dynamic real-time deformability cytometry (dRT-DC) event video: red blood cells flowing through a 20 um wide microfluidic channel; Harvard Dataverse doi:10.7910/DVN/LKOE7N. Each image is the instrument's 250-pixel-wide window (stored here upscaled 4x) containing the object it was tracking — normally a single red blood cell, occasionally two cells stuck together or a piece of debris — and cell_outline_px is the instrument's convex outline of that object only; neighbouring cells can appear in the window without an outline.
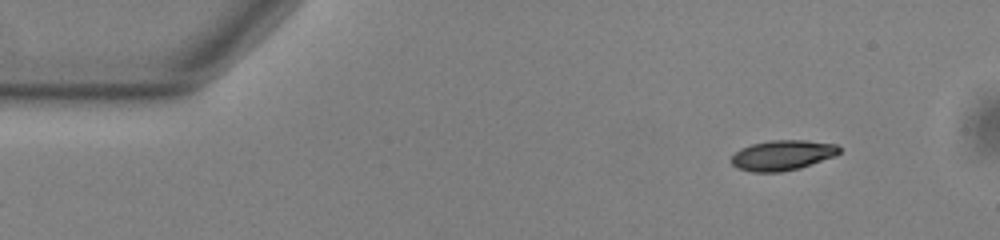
{"species": "common noctule bat (a hibernating species)", "species_latin": "Nyctalus noctula", "temperature_condition": "warm", "stored_images_in_passage": 49, "camera_frame_rate_fps": 3000, "um_per_image_px": 0.085, "animal": {"sex": "male", "body_mass_g": 13.0, "forearm_length_mm": 53.1}, "frame": {"image": 1, "passage_image": 1, "time_ms": 0.0, "image_size_px": [1000, 240], "cell_outline_px": [[840, 152], [836, 156], [800, 168], [780, 172], [752, 172], [736, 168], [732, 164], [732, 156], [740, 148], [752, 144], [772, 140], [804, 140], [836, 144], [840, 148]], "centroid_in_image_um": [66.52, 13.2], "position_along_channel_um": 18.5, "area_um2": 19.02}}
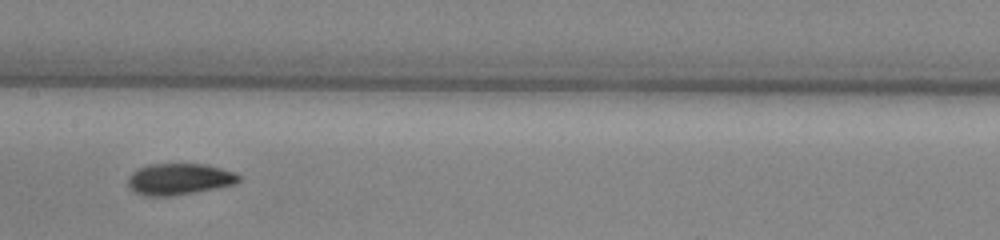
{"frame": {"image": 2, "passage_image": 22, "time_ms": 7.0, "image_size_px": [1000, 240], "cell_outline_px": [[240, 180], [236, 184], [220, 188], [172, 196], [144, 196], [136, 192], [128, 184], [128, 176], [132, 172], [148, 164], [204, 164], [220, 168], [232, 172], [240, 176]], "centroid_in_image_um": [15.25, 15.23], "position_along_channel_um": 192.2, "area_um2": 20.29}}
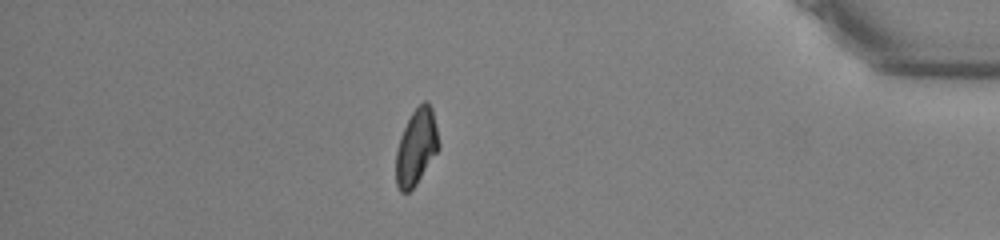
{"frame": {"image": 3, "passage_image": 42, "time_ms": 13.667, "image_size_px": [1000, 240], "cell_outline_px": [[440, 148], [416, 184], [408, 192], [400, 192], [396, 184], [396, 152], [400, 136], [412, 112], [424, 100], [428, 100], [432, 108], [440, 144]], "centroid_in_image_um": [35.39, 12.49], "position_along_channel_um": 399.8, "area_um2": 18.9}, "authors_computed_cell_mechanics": {"area_um2": 19.5942, "velocity_mm_per_s": 3.7671, "shape_relaxation_time_tau1_ms": 4.4561, "shape_relaxation_time_tau2_ms": 3.2481, "deformation_change_tau1": 0.141, "deformation_change_tau2": 0.0756}}